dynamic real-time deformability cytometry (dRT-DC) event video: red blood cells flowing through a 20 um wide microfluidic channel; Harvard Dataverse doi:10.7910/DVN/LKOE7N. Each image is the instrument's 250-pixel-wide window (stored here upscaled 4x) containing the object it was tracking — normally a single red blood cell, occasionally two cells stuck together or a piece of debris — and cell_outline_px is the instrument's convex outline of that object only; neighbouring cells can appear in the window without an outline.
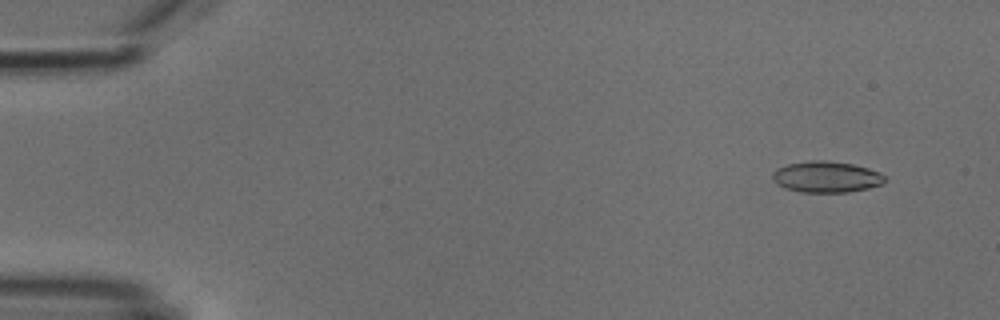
{"species": "common noctule bat (a hibernating species)", "species_latin": "Nyctalus noctula", "temperature_condition": "cold", "stored_images_in_passage": 4, "camera_frame_rate_fps": 3000, "um_per_image_px": 0.085, "animal": {"sex": "male", "body_mass_g": 18.8}, "frame": {"image": 1, "passage_image": 1, "time_ms": 0.0, "image_size_px": [1000, 320], "cell_outline_px": [[888, 180], [880, 184], [868, 188], [848, 192], [800, 192], [784, 188], [776, 184], [772, 180], [772, 172], [776, 168], [788, 164], [812, 160], [828, 160], [852, 164], [868, 168], [880, 172]], "centroid_in_image_um": [70.21, 15.03], "position_along_channel_um": 14.8, "area_um2": 20.58}}
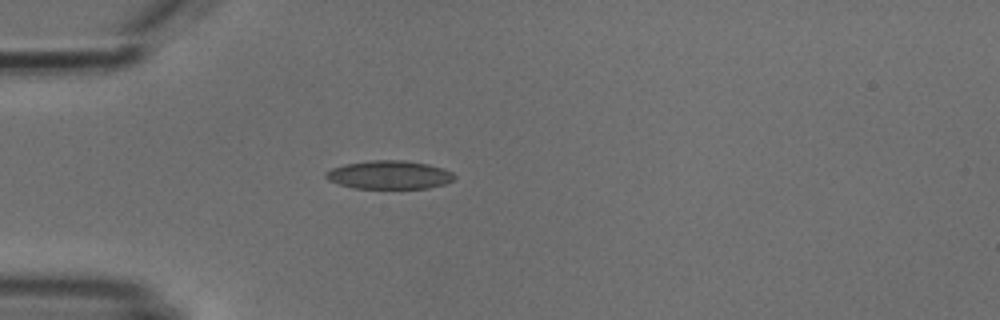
{"frame": {"image": 2, "passage_image": 4, "time_ms": 3.667, "image_size_px": [1000, 320], "cell_outline_px": [[456, 176], [452, 180], [444, 184], [428, 188], [352, 188], [328, 180], [324, 176], [324, 172], [332, 168], [344, 164], [372, 160], [404, 160], [428, 164], [444, 168], [452, 172]], "centroid_in_image_um": [33.08, 14.85], "position_along_channel_um": 51.9, "area_um2": 21.33}}